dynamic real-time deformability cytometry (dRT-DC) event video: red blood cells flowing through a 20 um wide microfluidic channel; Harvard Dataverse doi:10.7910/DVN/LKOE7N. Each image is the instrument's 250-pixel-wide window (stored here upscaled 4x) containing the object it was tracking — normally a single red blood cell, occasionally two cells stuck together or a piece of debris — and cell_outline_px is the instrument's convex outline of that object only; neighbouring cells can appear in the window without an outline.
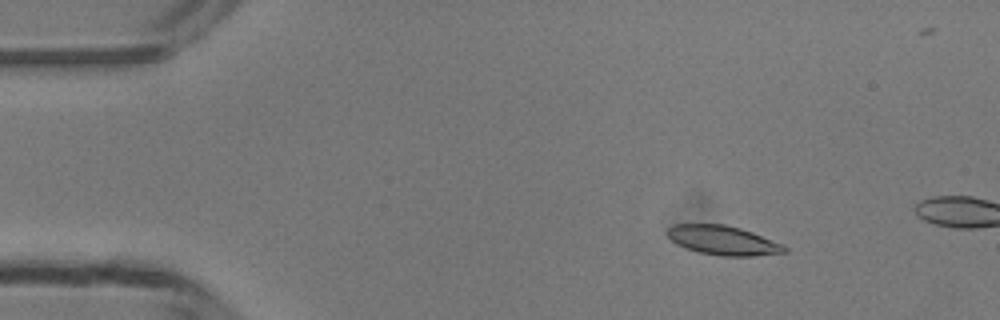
{"species": "common noctule bat (a hibernating species)", "species_latin": "Nyctalus noctula", "temperature_condition": "room temperature", "stored_images_in_passage": 14, "camera_frame_rate_fps": 3000, "um_per_image_px": 0.085, "animal": {"sex": "male", "body_mass_g": 13.3}, "frame": {"image": 1, "passage_image": 7, "time_ms": 2.0, "image_size_px": [1000, 320], "cell_outline_px": [[788, 252], [752, 256], [720, 256], [700, 252], [676, 244], [668, 236], [668, 228], [676, 224], [724, 224], [740, 228], [784, 244], [788, 248]], "centroid_in_image_um": [61.5, 20.43], "position_along_channel_um": 23.5, "area_um2": 19.83}}